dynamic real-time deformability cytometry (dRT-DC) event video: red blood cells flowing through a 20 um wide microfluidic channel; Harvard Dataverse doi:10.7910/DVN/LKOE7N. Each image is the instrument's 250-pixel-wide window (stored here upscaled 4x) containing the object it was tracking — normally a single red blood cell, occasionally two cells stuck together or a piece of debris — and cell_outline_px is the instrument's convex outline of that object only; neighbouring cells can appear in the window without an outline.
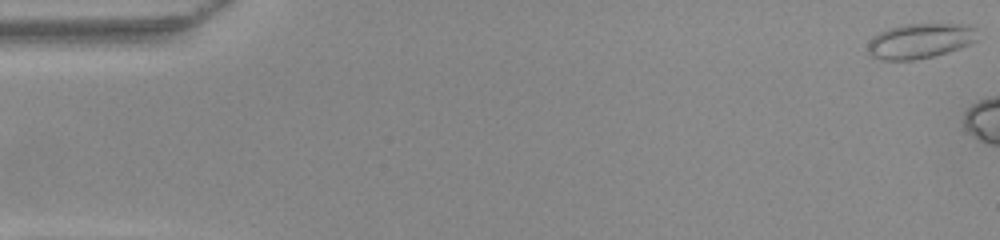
{"species": "common noctule bat (a hibernating species)", "species_latin": "Nyctalus noctula", "temperature_condition": "warm", "stored_images_in_passage": 5, "camera_frame_rate_fps": 3000, "um_per_image_px": 0.085, "animal": {"sex": "female", "body_mass_g": 22.0, "forearm_length_mm": 56.7}, "frame": {"image": 1, "passage_image": 1, "time_ms": 0.0, "image_size_px": [1000, 240], "cell_outline_px": [[976, 40], [960, 48], [932, 56], [912, 60], [880, 60], [872, 56], [868, 52], [868, 44], [880, 32], [888, 28], [904, 24], [968, 24], [976, 28]], "centroid_in_image_um": [78.21, 3.47], "position_along_channel_um": 6.8, "area_um2": 22.14}}